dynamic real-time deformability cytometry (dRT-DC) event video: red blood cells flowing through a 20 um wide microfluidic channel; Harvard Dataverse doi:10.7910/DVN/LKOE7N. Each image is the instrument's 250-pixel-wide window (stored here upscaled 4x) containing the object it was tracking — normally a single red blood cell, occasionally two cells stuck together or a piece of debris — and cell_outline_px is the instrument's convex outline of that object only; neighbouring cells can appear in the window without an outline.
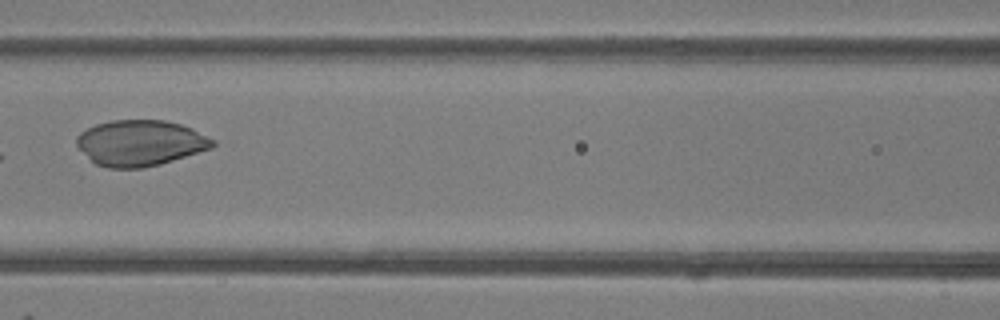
{"species": "common noctule bat (a hibernating species)", "species_latin": "Nyctalus noctula", "temperature_condition": "room temperature", "stored_images_in_passage": 8, "camera_frame_rate_fps": 3000, "um_per_image_px": 0.085, "animal": {"sex": "female"}, "frame": {"image": 1, "passage_image": 6, "time_ms": 6.0, "image_size_px": [1000, 320], "cell_outline_px": [[216, 144], [212, 148], [160, 164], [144, 168], [108, 168], [96, 164], [76, 144], [76, 136], [80, 132], [96, 124], [112, 120], [164, 120], [180, 124], [192, 128], [216, 140]], "centroid_in_image_um": [11.95, 12.15], "position_along_channel_um": 154.7, "area_um2": 36.24}}
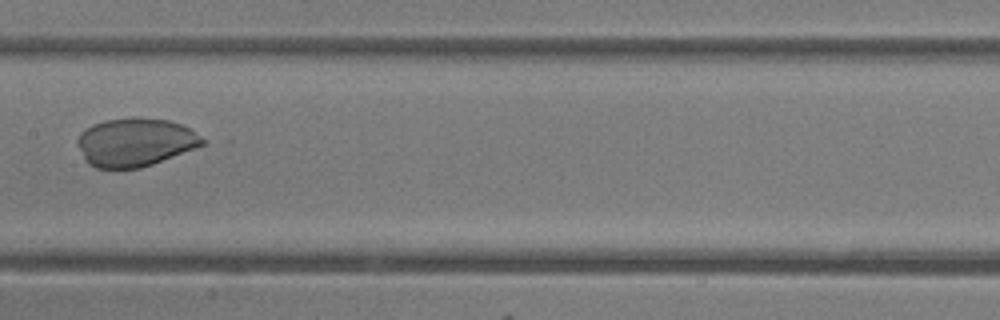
{"frame": {"image": 2, "passage_image": 7, "time_ms": 7.0, "image_size_px": [1000, 320], "cell_outline_px": [[208, 144], [152, 164], [140, 168], [96, 168], [88, 164], [84, 160], [76, 140], [80, 132], [84, 128], [92, 124], [104, 120], [136, 116], [168, 120], [180, 124], [188, 128], [208, 140]], "centroid_in_image_um": [11.5, 12.08], "position_along_channel_um": 195.9, "area_um2": 35.72}}
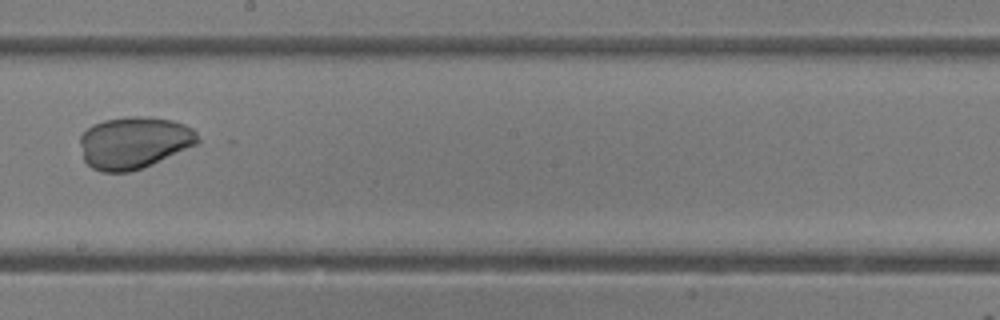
{"frame": {"image": 3, "passage_image": 8, "time_ms": 8.0, "image_size_px": [1000, 320], "cell_outline_px": [[200, 140], [196, 144], [144, 168], [128, 172], [100, 172], [92, 168], [84, 160], [80, 144], [80, 136], [92, 124], [104, 120], [128, 116], [148, 116], [172, 120], [184, 124], [192, 128], [196, 132]], "centroid_in_image_um": [11.38, 12.12], "position_along_channel_um": 236.8, "area_um2": 35.78}}